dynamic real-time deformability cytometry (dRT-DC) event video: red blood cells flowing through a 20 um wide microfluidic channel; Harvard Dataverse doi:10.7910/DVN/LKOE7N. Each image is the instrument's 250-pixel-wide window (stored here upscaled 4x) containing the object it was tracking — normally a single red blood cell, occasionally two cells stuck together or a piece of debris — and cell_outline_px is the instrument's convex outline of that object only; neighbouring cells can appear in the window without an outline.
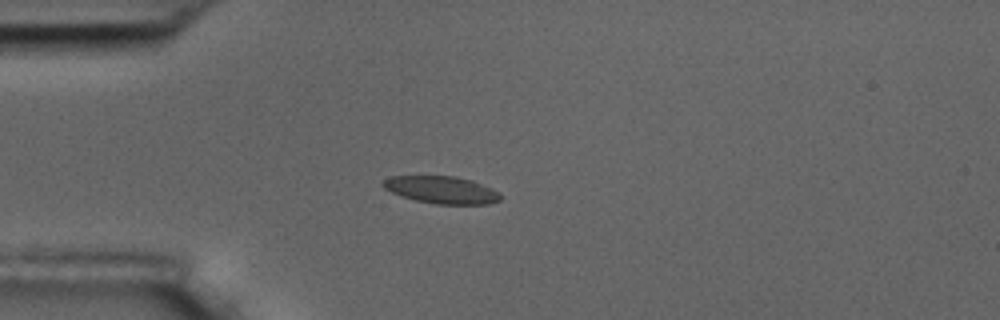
{"species": "common noctule bat (a hibernating species)", "species_latin": "Nyctalus noctula", "temperature_condition": "room temperature", "stored_images_in_passage": 42, "camera_frame_rate_fps": 3000, "um_per_image_px": 0.085, "animal": {"sex": "male", "body_mass_g": 17.5, "forearm_length_mm": 52.3}, "frame": {"image": 1, "passage_image": 1, "time_ms": 0.0, "image_size_px": [1000, 320], "cell_outline_px": [[500, 200], [488, 204], [436, 204], [416, 200], [400, 196], [384, 188], [380, 184], [384, 180], [392, 176], [456, 176], [472, 180], [492, 188], [500, 192]], "centroid_in_image_um": [37.54, 16.13], "position_along_channel_um": 47.5, "area_um2": 18.73}}
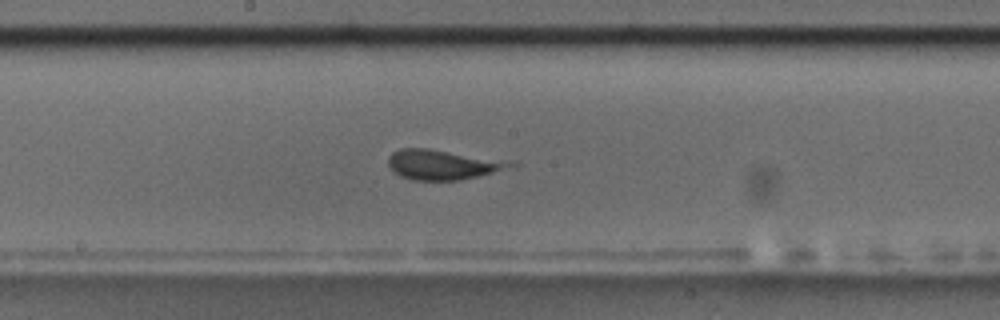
{"frame": {"image": 2, "passage_image": 16, "time_ms": 5.0, "image_size_px": [1000, 320], "cell_outline_px": [[520, 164], [516, 168], [460, 180], [412, 180], [400, 176], [388, 164], [388, 156], [392, 152], [400, 148], [428, 148], [516, 160]], "centroid_in_image_um": [37.81, 13.97], "position_along_channel_um": 210.4, "area_um2": 22.14}}
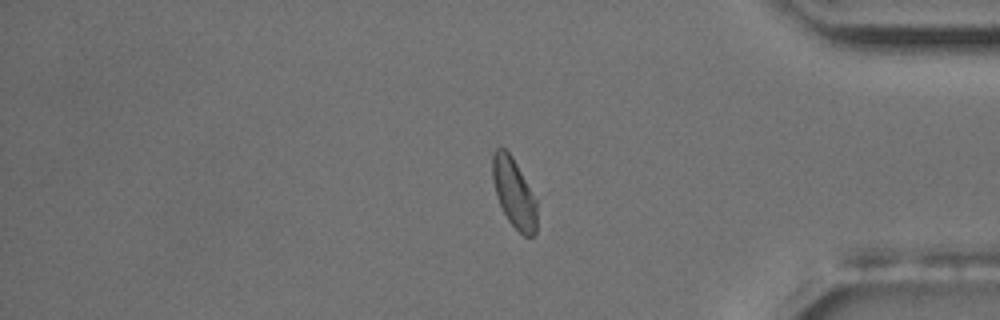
{"frame": {"image": 3, "passage_image": 33, "time_ms": 10.667, "image_size_px": [1000, 320], "cell_outline_px": [[536, 232], [532, 236], [524, 236], [508, 220], [496, 196], [492, 176], [492, 156], [496, 148], [504, 148], [512, 156], [536, 200]], "centroid_in_image_um": [43.67, 16.39], "position_along_channel_um": 391.5, "area_um2": 17.57}}